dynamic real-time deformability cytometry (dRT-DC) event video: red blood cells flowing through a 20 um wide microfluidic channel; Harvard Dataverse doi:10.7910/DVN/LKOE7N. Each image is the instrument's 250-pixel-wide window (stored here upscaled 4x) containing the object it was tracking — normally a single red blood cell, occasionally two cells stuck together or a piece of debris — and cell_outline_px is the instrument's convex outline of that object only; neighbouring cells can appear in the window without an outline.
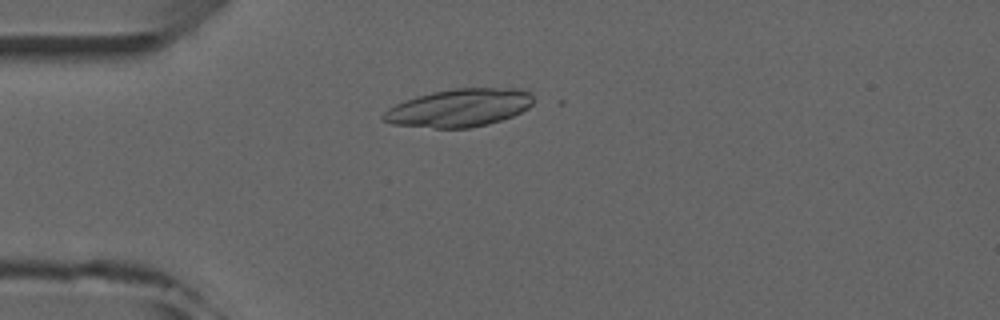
{"species": "common noctule bat (a hibernating species)", "species_latin": "Nyctalus noctula", "temperature_condition": "room temperature", "stored_images_in_passage": 6, "camera_frame_rate_fps": 3000, "um_per_image_px": 0.085, "animal": {"sex": "male", "forearm_length_mm": 52.5}, "frame": {"image": 1, "passage_image": 4, "time_ms": 3.667, "image_size_px": [1000, 320], "cell_outline_px": [[532, 104], [528, 108], [512, 116], [488, 124], [468, 128], [436, 128], [392, 124], [380, 120], [380, 116], [388, 108], [404, 100], [416, 96], [432, 92], [452, 88], [520, 88], [532, 92]], "centroid_in_image_um": [39.01, 9.16], "position_along_channel_um": 46.0, "area_um2": 33.35}}
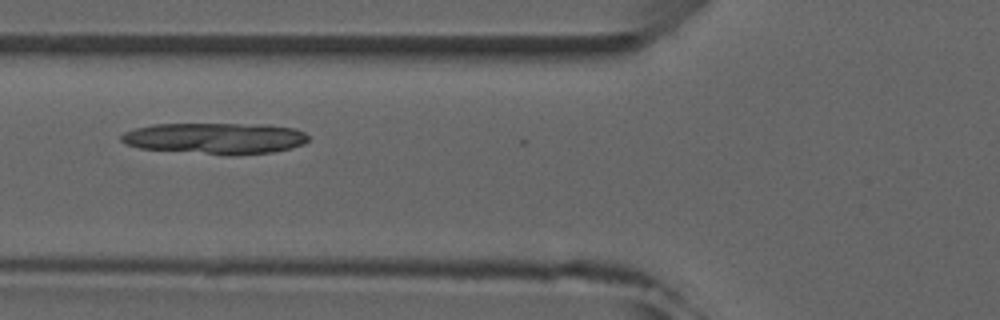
{"frame": {"image": 2, "passage_image": 6, "time_ms": 5.667, "image_size_px": [1000, 320], "cell_outline_px": [[308, 140], [304, 144], [292, 148], [272, 152], [236, 156], [224, 156], [140, 148], [124, 144], [120, 140], [120, 136], [124, 132], [136, 128], [152, 124], [268, 124], [296, 128], [304, 132], [308, 136]], "centroid_in_image_um": [18.32, 11.77], "position_along_channel_um": 107.5, "area_um2": 34.74}}